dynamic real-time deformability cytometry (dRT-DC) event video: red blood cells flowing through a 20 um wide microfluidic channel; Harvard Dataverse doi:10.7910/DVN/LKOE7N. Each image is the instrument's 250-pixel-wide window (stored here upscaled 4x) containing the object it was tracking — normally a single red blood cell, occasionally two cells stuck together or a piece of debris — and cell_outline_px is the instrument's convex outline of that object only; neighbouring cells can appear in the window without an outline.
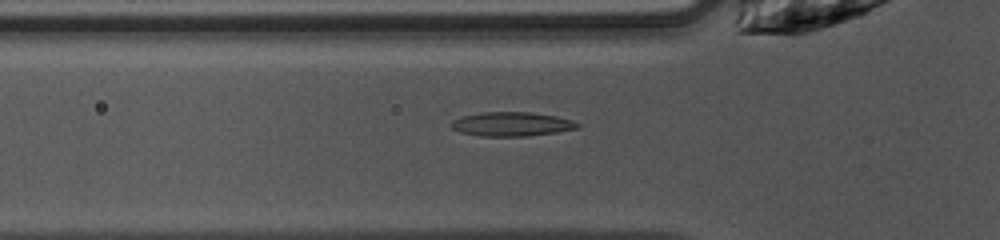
{"species": "common noctule bat (a hibernating species)", "species_latin": "Nyctalus noctula", "temperature_condition": "warm", "stored_images_in_passage": 40, "camera_frame_rate_fps": 3000, "um_per_image_px": 0.085, "animal": {"sex": "female", "body_mass_g": 10.0, "forearm_length_mm": 53.1}, "frame": {"image": 1, "passage_image": 14, "time_ms": 4.333, "image_size_px": [1000, 240], "cell_outline_px": [[580, 128], [556, 132], [528, 136], [480, 136], [460, 132], [452, 128], [452, 120], [460, 116], [480, 112], [532, 112], [556, 116], [572, 120], [580, 124]], "centroid_in_image_um": [43.49, 10.54], "position_along_channel_um": 82.3, "area_um2": 17.86}}
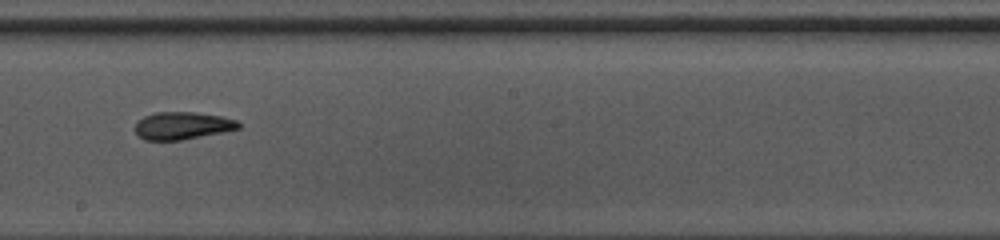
{"frame": {"image": 2, "passage_image": 25, "time_ms": 8.0, "image_size_px": [1000, 240], "cell_outline_px": [[240, 128], [224, 132], [180, 140], [144, 140], [136, 132], [136, 120], [144, 116], [156, 112], [192, 112], [220, 116], [236, 120], [240, 124]], "centroid_in_image_um": [15.49, 10.68], "position_along_channel_um": 232.7, "area_um2": 16.47}}
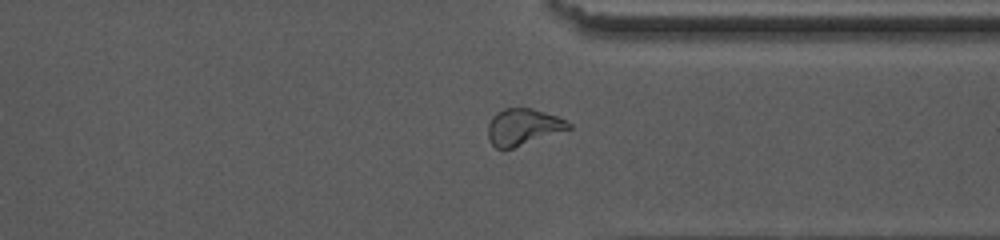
{"frame": {"image": 3, "passage_image": 35, "time_ms": 11.333, "image_size_px": [1000, 240], "cell_outline_px": [[572, 128], [512, 148], [496, 148], [488, 140], [488, 124], [492, 116], [496, 112], [504, 108], [532, 108], [556, 116], [572, 124]], "centroid_in_image_um": [44.43, 10.78], "position_along_channel_um": 367.0, "area_um2": 16.99}}